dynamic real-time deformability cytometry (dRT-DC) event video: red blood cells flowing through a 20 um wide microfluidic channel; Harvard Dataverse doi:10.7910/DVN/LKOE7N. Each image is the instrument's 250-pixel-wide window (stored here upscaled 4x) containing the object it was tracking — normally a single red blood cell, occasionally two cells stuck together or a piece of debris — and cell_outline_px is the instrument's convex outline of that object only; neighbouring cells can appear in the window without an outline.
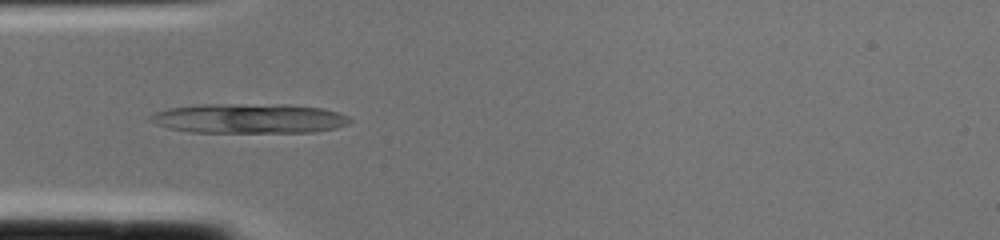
{"species": "common noctule bat (a hibernating species)", "species_latin": "Nyctalus noctula", "temperature_condition": "cold", "stored_images_in_passage": 2, "camera_frame_rate_fps": 3000, "um_per_image_px": 0.085, "animal": {"sex": "female", "body_mass_g": 22.0, "forearm_length_mm": 56.7}, "frame": {"image": 1, "passage_image": 2, "time_ms": 0.333, "image_size_px": [1000, 240], "cell_outline_px": [[352, 120], [348, 124], [336, 128], [316, 132], [192, 132], [168, 128], [156, 124], [148, 120], [148, 116], [156, 112], [168, 108], [196, 104], [292, 104], [324, 108], [348, 116]], "centroid_in_image_um": [21.17, 10.06], "position_along_channel_um": 63.8, "area_um2": 34.97}}